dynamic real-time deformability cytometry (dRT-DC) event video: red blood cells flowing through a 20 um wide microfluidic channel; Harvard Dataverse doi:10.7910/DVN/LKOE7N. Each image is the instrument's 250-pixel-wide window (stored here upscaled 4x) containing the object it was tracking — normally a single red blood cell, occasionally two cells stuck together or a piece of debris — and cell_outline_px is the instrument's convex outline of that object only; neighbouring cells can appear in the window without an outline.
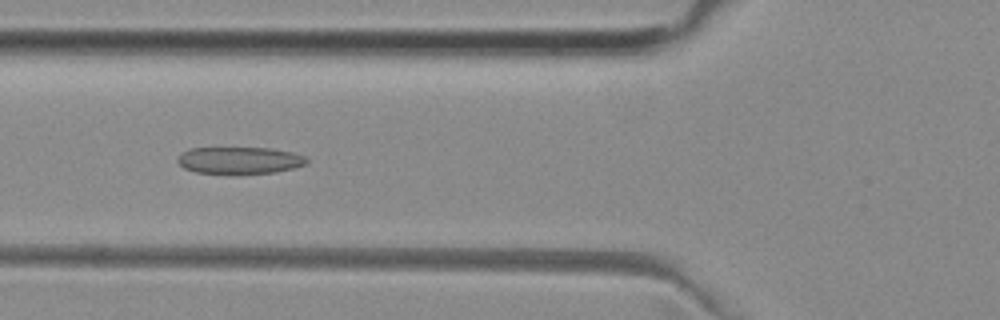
{"species": "common noctule bat (a hibernating species)", "species_latin": "Nyctalus noctula", "temperature_condition": "room temperature", "stored_images_in_passage": 39, "camera_frame_rate_fps": 3000, "um_per_image_px": 0.085, "animal": {"sex": "female", "body_mass_g": 29.2, "forearm_length_mm": 56.3}, "frame": {"image": 1, "passage_image": 11, "time_ms": 3.333, "image_size_px": [1000, 320], "cell_outline_px": [[308, 164], [276, 172], [236, 176], [196, 172], [184, 168], [176, 160], [184, 152], [192, 148], [272, 148], [292, 152], [304, 156], [308, 160]], "centroid_in_image_um": [20.39, 13.66], "position_along_channel_um": 105.4, "area_um2": 20.81}}
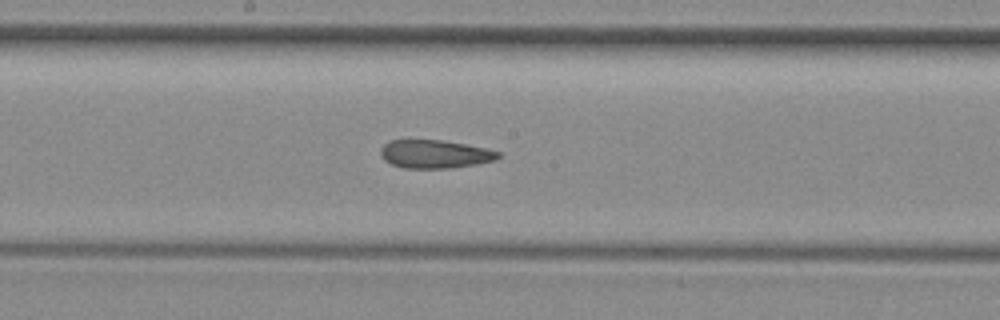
{"frame": {"image": 2, "passage_image": 19, "time_ms": 6.0, "image_size_px": [1000, 320], "cell_outline_px": [[500, 156], [496, 160], [476, 164], [452, 168], [404, 168], [392, 164], [384, 160], [380, 156], [380, 148], [388, 140], [440, 140], [464, 144], [484, 148], [500, 152]], "centroid_in_image_um": [36.93, 13.1], "position_along_channel_um": 211.3, "area_um2": 19.36}}
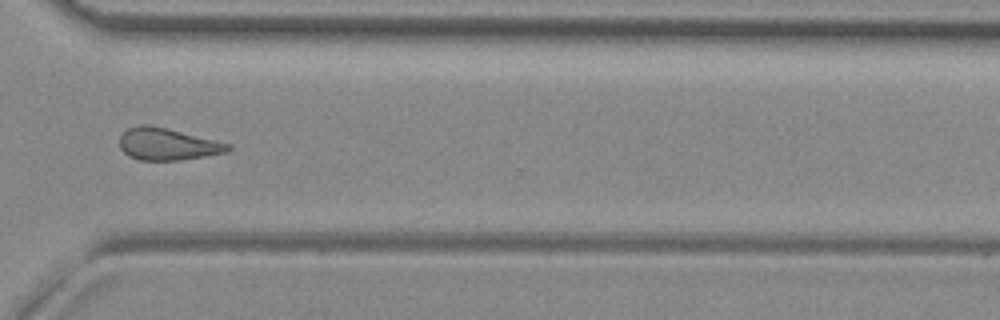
{"frame": {"image": 3, "passage_image": 30, "time_ms": 9.667, "image_size_px": [1000, 320], "cell_outline_px": [[232, 148], [228, 152], [180, 160], [140, 160], [128, 156], [120, 148], [120, 136], [128, 128], [140, 124], [148, 124], [216, 140], [232, 144]], "centroid_in_image_um": [14.24, 12.25], "position_along_channel_um": 356.4, "area_um2": 20.17}, "authors_computed_cell_mechanics": {"area_um2": 20.2878, "velocity_mm_per_s": 3.9577, "shape_relaxation_time_tau1_ms": null, "shape_relaxation_time_tau2_ms": 2.9692, "deformation_change_tau1": null, "deformation_change_tau2": 0.103}}